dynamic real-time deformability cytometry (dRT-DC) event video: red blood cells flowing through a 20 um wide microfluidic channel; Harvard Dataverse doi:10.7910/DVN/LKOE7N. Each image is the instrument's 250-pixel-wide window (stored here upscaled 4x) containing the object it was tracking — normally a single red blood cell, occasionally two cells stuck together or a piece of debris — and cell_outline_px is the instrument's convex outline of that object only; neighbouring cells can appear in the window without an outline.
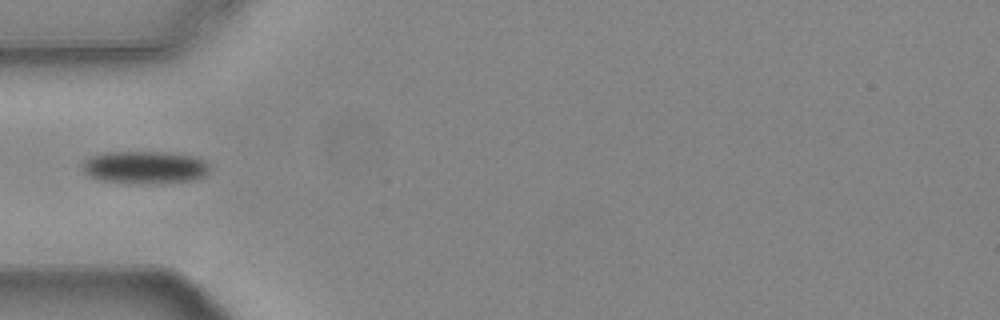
{"species": "common noctule bat (a hibernating species)", "species_latin": "Nyctalus noctula", "temperature_condition": "warm", "stored_images_in_passage": 5, "camera_frame_rate_fps": 3000, "um_per_image_px": 0.085, "animal": {"sex": "female", "body_mass_g": 24.6, "forearm_length_mm": 56.2}, "frame": {"image": 1, "passage_image": 1, "time_ms": 0.0, "image_size_px": [1000, 320], "cell_outline_px": [[208, 172], [204, 176], [192, 180], [148, 184], [140, 184], [100, 180], [84, 172], [80, 164], [84, 160], [92, 156], [104, 152], [168, 152], [192, 156], [204, 160], [208, 164]], "centroid_in_image_um": [12.29, 14.22], "position_along_channel_um": 72.7, "area_um2": 24.22}}
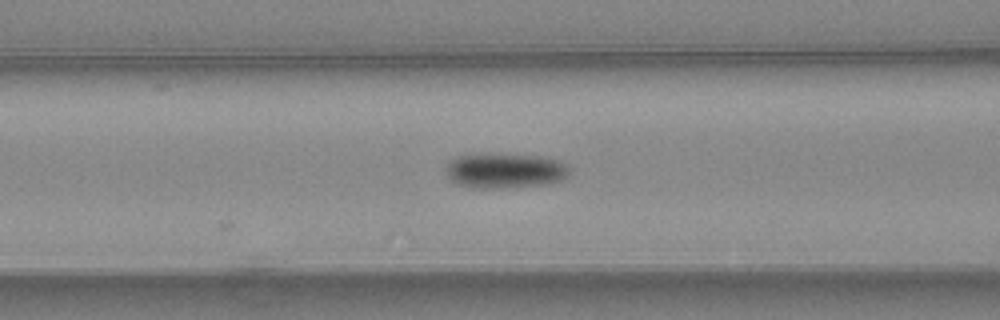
{"frame": {"image": 2, "passage_image": 5, "time_ms": 1.333, "image_size_px": [1000, 320], "cell_outline_px": [[568, 176], [560, 180], [544, 184], [496, 188], [472, 188], [456, 184], [444, 172], [444, 168], [452, 160], [460, 156], [540, 156], [556, 160], [564, 164], [568, 168]], "centroid_in_image_um": [42.89, 14.55], "position_along_channel_um": 123.7, "area_um2": 24.16}}